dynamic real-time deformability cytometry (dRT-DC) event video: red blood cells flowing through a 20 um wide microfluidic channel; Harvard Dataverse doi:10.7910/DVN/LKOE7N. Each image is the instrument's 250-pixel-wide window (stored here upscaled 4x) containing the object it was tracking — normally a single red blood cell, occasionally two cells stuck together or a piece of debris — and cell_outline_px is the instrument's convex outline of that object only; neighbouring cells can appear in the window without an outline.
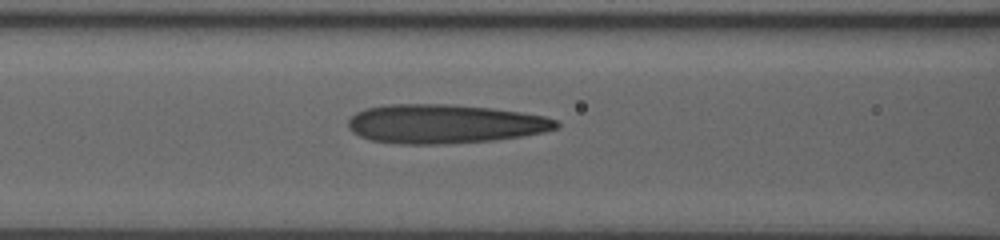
{"species": "human", "species_latin": "Homo sapiens", "temperature_condition": "room temperature", "stored_images_in_passage": 32, "camera_frame_rate_fps": 3000, "um_per_image_px": 0.085, "donor": {"sex": "male"}, "frame": {"image": 1, "passage_image": 9, "time_ms": 2.667, "image_size_px": [1000, 240], "cell_outline_px": [[560, 124], [556, 128], [544, 132], [520, 136], [492, 140], [440, 144], [400, 144], [372, 140], [360, 136], [352, 132], [348, 128], [348, 120], [356, 112], [364, 108], [388, 104], [448, 104], [492, 108], [520, 112], [544, 116], [556, 120]], "centroid_in_image_um": [37.75, 10.52], "position_along_channel_um": 128.9, "area_um2": 47.22}}
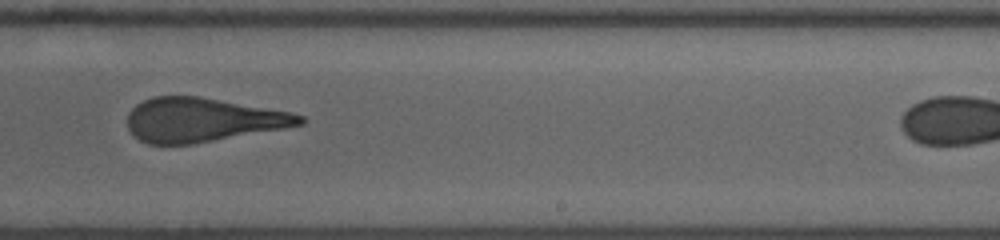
{"frame": {"image": 2, "passage_image": 20, "time_ms": 6.333, "image_size_px": [1000, 240], "cell_outline_px": [[308, 120], [304, 124], [284, 128], [192, 144], [148, 144], [140, 140], [128, 128], [128, 112], [136, 104], [144, 100], [156, 96], [200, 96], [292, 112], [304, 116]], "centroid_in_image_um": [17.24, 10.18], "position_along_channel_um": 271.8, "area_um2": 44.16}}
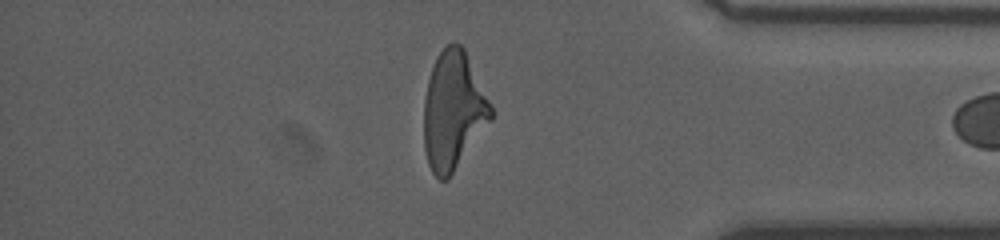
{"frame": {"image": 3, "passage_image": 31, "time_ms": 10.0, "image_size_px": [1000, 240], "cell_outline_px": [[492, 120], [448, 180], [440, 180], [432, 172], [428, 164], [424, 148], [424, 100], [428, 80], [436, 56], [452, 40], [456, 40], [464, 48], [492, 104]], "centroid_in_image_um": [38.54, 9.4], "position_along_channel_um": 396.7, "area_um2": 46.47}}